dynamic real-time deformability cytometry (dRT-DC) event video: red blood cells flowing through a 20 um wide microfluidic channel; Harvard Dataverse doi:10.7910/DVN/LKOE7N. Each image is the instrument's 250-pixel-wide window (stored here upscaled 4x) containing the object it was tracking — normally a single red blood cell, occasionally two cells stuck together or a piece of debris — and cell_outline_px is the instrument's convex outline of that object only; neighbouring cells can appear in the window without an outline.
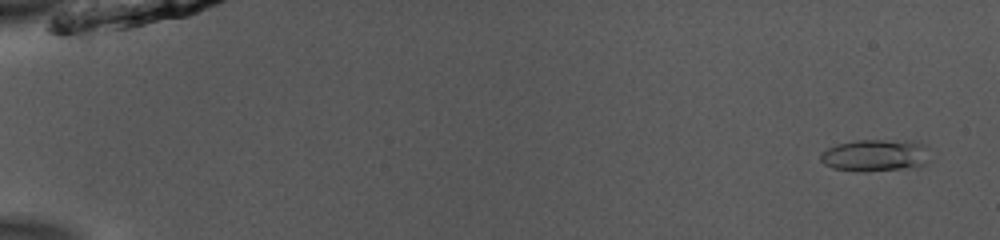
{"species": "common noctule bat (a hibernating species)", "species_latin": "Nyctalus noctula", "temperature_condition": "room temperature", "stored_images_in_passage": 52, "camera_frame_rate_fps": 3000, "um_per_image_px": 0.085, "animal": {"sex": "male", "body_mass_g": 13.0, "forearm_length_mm": 53.1}, "frame": {"image": 1, "passage_image": 3, "time_ms": 0.667, "image_size_px": [1000, 240], "cell_outline_px": [[928, 164], [920, 168], [832, 168], [824, 164], [820, 160], [820, 152], [836, 144], [856, 140], [916, 140], [924, 144]], "centroid_in_image_um": [74.44, 13.14], "position_along_channel_um": 10.6, "area_um2": 19.71}}
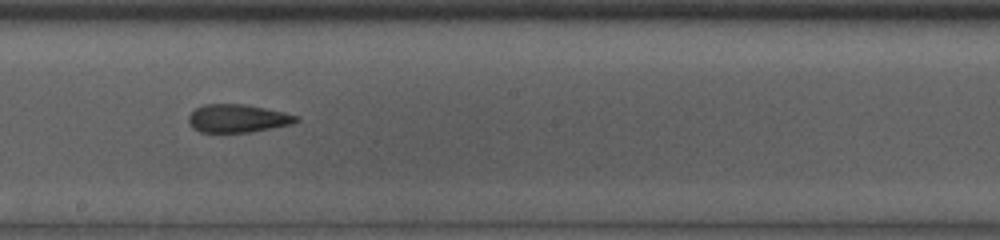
{"frame": {"image": 2, "passage_image": 31, "time_ms": 10.0, "image_size_px": [1000, 240], "cell_outline_px": [[300, 120], [292, 124], [272, 128], [248, 132], [200, 132], [192, 128], [188, 120], [188, 116], [196, 108], [204, 104], [244, 104], [284, 112], [300, 116]], "centroid_in_image_um": [20.21, 10.06], "position_along_channel_um": 228.0, "area_um2": 17.63}}
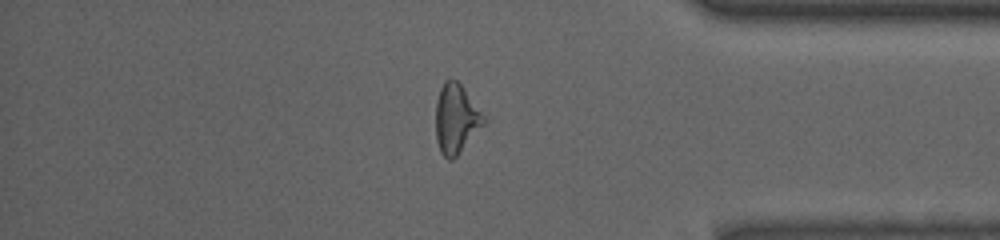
{"frame": {"image": 3, "passage_image": 45, "time_ms": 14.667, "image_size_px": [1000, 240], "cell_outline_px": [[488, 120], [456, 156], [452, 160], [448, 160], [440, 152], [436, 140], [436, 104], [440, 88], [444, 80], [456, 80], [460, 84]], "centroid_in_image_um": [38.76, 10.11], "position_along_channel_um": 396.4, "area_um2": 19.19}, "authors_computed_cell_mechanics": {"area_um2": 18.7561, "velocity_mm_per_s": 3.9508, "shape_relaxation_time_tau1_ms": 9.5745, "shape_relaxation_time_tau2_ms": 2.324, "deformation_change_tau1": 0.2281, "deformation_change_tau2": 0.127}}